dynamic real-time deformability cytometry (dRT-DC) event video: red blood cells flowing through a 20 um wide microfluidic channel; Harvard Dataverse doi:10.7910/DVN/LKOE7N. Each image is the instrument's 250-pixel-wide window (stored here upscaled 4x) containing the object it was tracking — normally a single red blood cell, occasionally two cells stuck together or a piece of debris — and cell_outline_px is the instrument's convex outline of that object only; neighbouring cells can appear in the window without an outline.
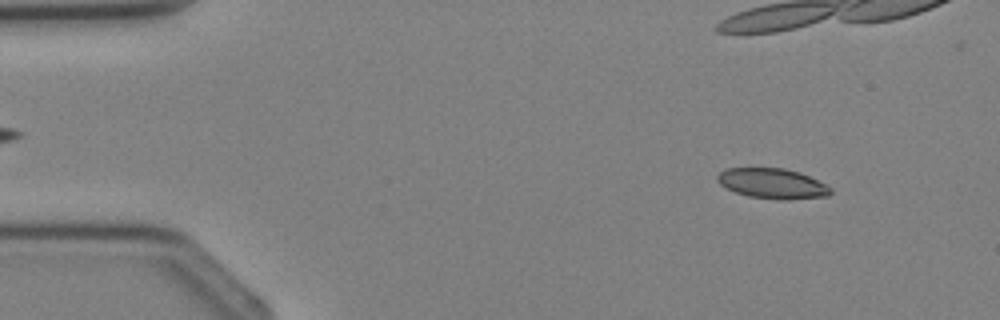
{"species": "Egyptian fruit bat (a non-hibernating species)", "species_latin": "Rousettus aegyptiacus", "temperature_condition": "cold", "stored_images_in_passage": 4, "camera_frame_rate_fps": 3000, "um_per_image_px": 0.085, "animal": {"sex": "female"}, "frame": {"image": 1, "passage_image": 1, "time_ms": 0.0, "image_size_px": [1000, 320], "cell_outline_px": [[832, 192], [828, 196], [788, 200], [780, 200], [748, 196], [736, 192], [720, 184], [716, 180], [716, 176], [720, 172], [728, 168], [784, 168], [800, 172], [832, 188]], "centroid_in_image_um": [65.66, 15.6], "position_along_channel_um": 19.3, "area_um2": 19.88}}
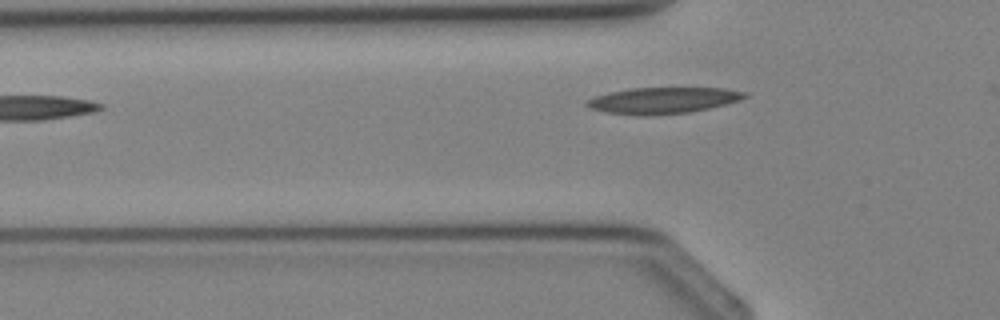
{"frame": {"image": 2, "passage_image": 4, "time_ms": 3.667, "image_size_px": [1000, 320], "cell_outline_px": [[748, 96], [740, 100], [708, 108], [688, 112], [648, 116], [636, 116], [608, 112], [592, 108], [584, 104], [584, 100], [608, 92], [632, 88], [724, 88], [748, 92]], "centroid_in_image_um": [56.34, 8.53], "position_along_channel_um": 69.5, "area_um2": 24.16}}